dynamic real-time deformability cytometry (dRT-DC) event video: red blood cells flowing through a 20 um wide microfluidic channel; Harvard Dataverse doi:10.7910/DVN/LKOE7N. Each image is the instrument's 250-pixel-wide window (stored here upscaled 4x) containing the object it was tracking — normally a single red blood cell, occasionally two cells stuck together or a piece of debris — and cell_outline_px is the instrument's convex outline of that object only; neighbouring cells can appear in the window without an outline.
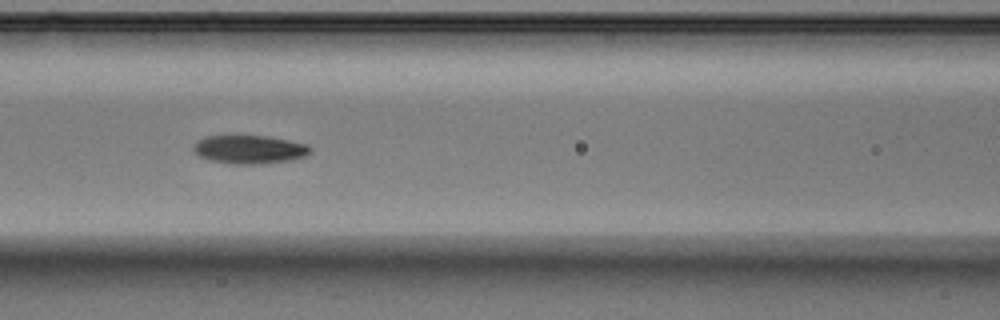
{"species": "Egyptian fruit bat (a non-hibernating species)", "species_latin": "Rousettus aegyptiacus", "temperature_condition": "warm", "stored_images_in_passage": 21, "camera_frame_rate_fps": 3000, "um_per_image_px": 0.085, "animal": {"sex": "male"}, "frame": {"image": 1, "passage_image": 12, "time_ms": 3.667, "image_size_px": [1000, 320], "cell_outline_px": [[312, 152], [304, 156], [292, 160], [264, 164], [228, 164], [208, 160], [192, 152], [192, 148], [200, 140], [208, 136], [268, 136], [308, 144], [312, 148]], "centroid_in_image_um": [21.23, 12.72], "position_along_channel_um": 145.4, "area_um2": 19.54}}